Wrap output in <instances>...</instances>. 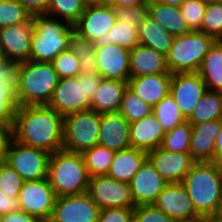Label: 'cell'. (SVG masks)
Instances as JSON below:
<instances>
[{
	"label": "cell",
	"instance_id": "cell-1",
	"mask_svg": "<svg viewBox=\"0 0 222 222\" xmlns=\"http://www.w3.org/2000/svg\"><path fill=\"white\" fill-rule=\"evenodd\" d=\"M64 116L47 105L19 106L12 138L49 154L63 149Z\"/></svg>",
	"mask_w": 222,
	"mask_h": 222
},
{
	"label": "cell",
	"instance_id": "cell-2",
	"mask_svg": "<svg viewBox=\"0 0 222 222\" xmlns=\"http://www.w3.org/2000/svg\"><path fill=\"white\" fill-rule=\"evenodd\" d=\"M181 183L202 218L216 214L222 197L220 165L214 162H195Z\"/></svg>",
	"mask_w": 222,
	"mask_h": 222
},
{
	"label": "cell",
	"instance_id": "cell-3",
	"mask_svg": "<svg viewBox=\"0 0 222 222\" xmlns=\"http://www.w3.org/2000/svg\"><path fill=\"white\" fill-rule=\"evenodd\" d=\"M47 179L56 197L86 193L90 176L83 155L63 149L50 154Z\"/></svg>",
	"mask_w": 222,
	"mask_h": 222
},
{
	"label": "cell",
	"instance_id": "cell-4",
	"mask_svg": "<svg viewBox=\"0 0 222 222\" xmlns=\"http://www.w3.org/2000/svg\"><path fill=\"white\" fill-rule=\"evenodd\" d=\"M59 79L51 62H21L16 89L19 106L48 105Z\"/></svg>",
	"mask_w": 222,
	"mask_h": 222
},
{
	"label": "cell",
	"instance_id": "cell-5",
	"mask_svg": "<svg viewBox=\"0 0 222 222\" xmlns=\"http://www.w3.org/2000/svg\"><path fill=\"white\" fill-rule=\"evenodd\" d=\"M34 32L29 61L52 62L68 49L74 25L48 15H33Z\"/></svg>",
	"mask_w": 222,
	"mask_h": 222
},
{
	"label": "cell",
	"instance_id": "cell-6",
	"mask_svg": "<svg viewBox=\"0 0 222 222\" xmlns=\"http://www.w3.org/2000/svg\"><path fill=\"white\" fill-rule=\"evenodd\" d=\"M217 40L201 31H191L173 39L166 63L171 74L197 72Z\"/></svg>",
	"mask_w": 222,
	"mask_h": 222
},
{
	"label": "cell",
	"instance_id": "cell-7",
	"mask_svg": "<svg viewBox=\"0 0 222 222\" xmlns=\"http://www.w3.org/2000/svg\"><path fill=\"white\" fill-rule=\"evenodd\" d=\"M101 114L87 110L64 116L63 150L83 153L98 145Z\"/></svg>",
	"mask_w": 222,
	"mask_h": 222
},
{
	"label": "cell",
	"instance_id": "cell-8",
	"mask_svg": "<svg viewBox=\"0 0 222 222\" xmlns=\"http://www.w3.org/2000/svg\"><path fill=\"white\" fill-rule=\"evenodd\" d=\"M50 154L42 149L24 145L11 138L4 161L7 162L24 181L47 178Z\"/></svg>",
	"mask_w": 222,
	"mask_h": 222
},
{
	"label": "cell",
	"instance_id": "cell-9",
	"mask_svg": "<svg viewBox=\"0 0 222 222\" xmlns=\"http://www.w3.org/2000/svg\"><path fill=\"white\" fill-rule=\"evenodd\" d=\"M87 193L100 209L135 207L130 185L107 175L90 177Z\"/></svg>",
	"mask_w": 222,
	"mask_h": 222
},
{
	"label": "cell",
	"instance_id": "cell-10",
	"mask_svg": "<svg viewBox=\"0 0 222 222\" xmlns=\"http://www.w3.org/2000/svg\"><path fill=\"white\" fill-rule=\"evenodd\" d=\"M55 200L56 195L47 178L24 181L19 194L21 210L42 222L49 221Z\"/></svg>",
	"mask_w": 222,
	"mask_h": 222
},
{
	"label": "cell",
	"instance_id": "cell-11",
	"mask_svg": "<svg viewBox=\"0 0 222 222\" xmlns=\"http://www.w3.org/2000/svg\"><path fill=\"white\" fill-rule=\"evenodd\" d=\"M100 208L89 194L56 197L48 222H98Z\"/></svg>",
	"mask_w": 222,
	"mask_h": 222
},
{
	"label": "cell",
	"instance_id": "cell-12",
	"mask_svg": "<svg viewBox=\"0 0 222 222\" xmlns=\"http://www.w3.org/2000/svg\"><path fill=\"white\" fill-rule=\"evenodd\" d=\"M153 205L176 222H189L202 218L196 212L193 202L181 182L168 183Z\"/></svg>",
	"mask_w": 222,
	"mask_h": 222
},
{
	"label": "cell",
	"instance_id": "cell-13",
	"mask_svg": "<svg viewBox=\"0 0 222 222\" xmlns=\"http://www.w3.org/2000/svg\"><path fill=\"white\" fill-rule=\"evenodd\" d=\"M206 91V84L197 72L172 74L170 95L186 120Z\"/></svg>",
	"mask_w": 222,
	"mask_h": 222
},
{
	"label": "cell",
	"instance_id": "cell-14",
	"mask_svg": "<svg viewBox=\"0 0 222 222\" xmlns=\"http://www.w3.org/2000/svg\"><path fill=\"white\" fill-rule=\"evenodd\" d=\"M19 65V62L7 59L0 62V124L11 129L19 107L16 94L19 85Z\"/></svg>",
	"mask_w": 222,
	"mask_h": 222
},
{
	"label": "cell",
	"instance_id": "cell-15",
	"mask_svg": "<svg viewBox=\"0 0 222 222\" xmlns=\"http://www.w3.org/2000/svg\"><path fill=\"white\" fill-rule=\"evenodd\" d=\"M47 106L62 116L90 110V102L84 94L83 82H79L78 77L59 79Z\"/></svg>",
	"mask_w": 222,
	"mask_h": 222
},
{
	"label": "cell",
	"instance_id": "cell-16",
	"mask_svg": "<svg viewBox=\"0 0 222 222\" xmlns=\"http://www.w3.org/2000/svg\"><path fill=\"white\" fill-rule=\"evenodd\" d=\"M34 24L29 22L0 29V48L5 59L15 62L29 61Z\"/></svg>",
	"mask_w": 222,
	"mask_h": 222
},
{
	"label": "cell",
	"instance_id": "cell-17",
	"mask_svg": "<svg viewBox=\"0 0 222 222\" xmlns=\"http://www.w3.org/2000/svg\"><path fill=\"white\" fill-rule=\"evenodd\" d=\"M115 22L116 15L112 5H87L74 24V31L94 42L97 38L106 34Z\"/></svg>",
	"mask_w": 222,
	"mask_h": 222
},
{
	"label": "cell",
	"instance_id": "cell-18",
	"mask_svg": "<svg viewBox=\"0 0 222 222\" xmlns=\"http://www.w3.org/2000/svg\"><path fill=\"white\" fill-rule=\"evenodd\" d=\"M168 183L146 159L129 183L134 205L153 204Z\"/></svg>",
	"mask_w": 222,
	"mask_h": 222
},
{
	"label": "cell",
	"instance_id": "cell-19",
	"mask_svg": "<svg viewBox=\"0 0 222 222\" xmlns=\"http://www.w3.org/2000/svg\"><path fill=\"white\" fill-rule=\"evenodd\" d=\"M97 73L106 79L127 82L130 78V50L118 45L95 47Z\"/></svg>",
	"mask_w": 222,
	"mask_h": 222
},
{
	"label": "cell",
	"instance_id": "cell-20",
	"mask_svg": "<svg viewBox=\"0 0 222 222\" xmlns=\"http://www.w3.org/2000/svg\"><path fill=\"white\" fill-rule=\"evenodd\" d=\"M147 159L169 183L181 182L195 163L190 153L166 151L161 147L148 151Z\"/></svg>",
	"mask_w": 222,
	"mask_h": 222
},
{
	"label": "cell",
	"instance_id": "cell-21",
	"mask_svg": "<svg viewBox=\"0 0 222 222\" xmlns=\"http://www.w3.org/2000/svg\"><path fill=\"white\" fill-rule=\"evenodd\" d=\"M130 123L119 113L101 114L98 145L114 152L131 147Z\"/></svg>",
	"mask_w": 222,
	"mask_h": 222
},
{
	"label": "cell",
	"instance_id": "cell-22",
	"mask_svg": "<svg viewBox=\"0 0 222 222\" xmlns=\"http://www.w3.org/2000/svg\"><path fill=\"white\" fill-rule=\"evenodd\" d=\"M221 119L191 125L190 154L195 162H213Z\"/></svg>",
	"mask_w": 222,
	"mask_h": 222
},
{
	"label": "cell",
	"instance_id": "cell-23",
	"mask_svg": "<svg viewBox=\"0 0 222 222\" xmlns=\"http://www.w3.org/2000/svg\"><path fill=\"white\" fill-rule=\"evenodd\" d=\"M172 74L130 77L127 87L152 108L170 94Z\"/></svg>",
	"mask_w": 222,
	"mask_h": 222
},
{
	"label": "cell",
	"instance_id": "cell-24",
	"mask_svg": "<svg viewBox=\"0 0 222 222\" xmlns=\"http://www.w3.org/2000/svg\"><path fill=\"white\" fill-rule=\"evenodd\" d=\"M165 134L166 133L153 113L139 121L130 123V144L131 147L135 149L148 152L158 148Z\"/></svg>",
	"mask_w": 222,
	"mask_h": 222
},
{
	"label": "cell",
	"instance_id": "cell-25",
	"mask_svg": "<svg viewBox=\"0 0 222 222\" xmlns=\"http://www.w3.org/2000/svg\"><path fill=\"white\" fill-rule=\"evenodd\" d=\"M171 74L166 56L152 48L138 44L130 50V77Z\"/></svg>",
	"mask_w": 222,
	"mask_h": 222
},
{
	"label": "cell",
	"instance_id": "cell-26",
	"mask_svg": "<svg viewBox=\"0 0 222 222\" xmlns=\"http://www.w3.org/2000/svg\"><path fill=\"white\" fill-rule=\"evenodd\" d=\"M147 159V151L128 148L114 153L107 176L114 180L130 183Z\"/></svg>",
	"mask_w": 222,
	"mask_h": 222
},
{
	"label": "cell",
	"instance_id": "cell-27",
	"mask_svg": "<svg viewBox=\"0 0 222 222\" xmlns=\"http://www.w3.org/2000/svg\"><path fill=\"white\" fill-rule=\"evenodd\" d=\"M127 82L102 78L92 101L90 110L100 114L118 112Z\"/></svg>",
	"mask_w": 222,
	"mask_h": 222
},
{
	"label": "cell",
	"instance_id": "cell-28",
	"mask_svg": "<svg viewBox=\"0 0 222 222\" xmlns=\"http://www.w3.org/2000/svg\"><path fill=\"white\" fill-rule=\"evenodd\" d=\"M147 6L148 15L174 37L186 35L193 31L183 17L179 7L162 4L155 0H150Z\"/></svg>",
	"mask_w": 222,
	"mask_h": 222
},
{
	"label": "cell",
	"instance_id": "cell-29",
	"mask_svg": "<svg viewBox=\"0 0 222 222\" xmlns=\"http://www.w3.org/2000/svg\"><path fill=\"white\" fill-rule=\"evenodd\" d=\"M139 44L167 56L174 36L149 15L138 28Z\"/></svg>",
	"mask_w": 222,
	"mask_h": 222
},
{
	"label": "cell",
	"instance_id": "cell-30",
	"mask_svg": "<svg viewBox=\"0 0 222 222\" xmlns=\"http://www.w3.org/2000/svg\"><path fill=\"white\" fill-rule=\"evenodd\" d=\"M197 73L207 90L222 92V44L219 40L209 49Z\"/></svg>",
	"mask_w": 222,
	"mask_h": 222
},
{
	"label": "cell",
	"instance_id": "cell-31",
	"mask_svg": "<svg viewBox=\"0 0 222 222\" xmlns=\"http://www.w3.org/2000/svg\"><path fill=\"white\" fill-rule=\"evenodd\" d=\"M93 44L95 47L114 44L132 50L139 44L138 29L130 24L116 20L114 26L106 34L97 38Z\"/></svg>",
	"mask_w": 222,
	"mask_h": 222
},
{
	"label": "cell",
	"instance_id": "cell-32",
	"mask_svg": "<svg viewBox=\"0 0 222 222\" xmlns=\"http://www.w3.org/2000/svg\"><path fill=\"white\" fill-rule=\"evenodd\" d=\"M222 119V92L207 90L187 121L191 125Z\"/></svg>",
	"mask_w": 222,
	"mask_h": 222
},
{
	"label": "cell",
	"instance_id": "cell-33",
	"mask_svg": "<svg viewBox=\"0 0 222 222\" xmlns=\"http://www.w3.org/2000/svg\"><path fill=\"white\" fill-rule=\"evenodd\" d=\"M68 49L75 54L81 65V73L97 72L95 45L87 38L73 31Z\"/></svg>",
	"mask_w": 222,
	"mask_h": 222
},
{
	"label": "cell",
	"instance_id": "cell-34",
	"mask_svg": "<svg viewBox=\"0 0 222 222\" xmlns=\"http://www.w3.org/2000/svg\"><path fill=\"white\" fill-rule=\"evenodd\" d=\"M114 153V151L100 145L85 150L82 155L89 176L107 175Z\"/></svg>",
	"mask_w": 222,
	"mask_h": 222
},
{
	"label": "cell",
	"instance_id": "cell-35",
	"mask_svg": "<svg viewBox=\"0 0 222 222\" xmlns=\"http://www.w3.org/2000/svg\"><path fill=\"white\" fill-rule=\"evenodd\" d=\"M152 113L158 119L165 133L186 121L170 94L153 107Z\"/></svg>",
	"mask_w": 222,
	"mask_h": 222
},
{
	"label": "cell",
	"instance_id": "cell-36",
	"mask_svg": "<svg viewBox=\"0 0 222 222\" xmlns=\"http://www.w3.org/2000/svg\"><path fill=\"white\" fill-rule=\"evenodd\" d=\"M86 6L85 0H49L45 15L74 25Z\"/></svg>",
	"mask_w": 222,
	"mask_h": 222
},
{
	"label": "cell",
	"instance_id": "cell-37",
	"mask_svg": "<svg viewBox=\"0 0 222 222\" xmlns=\"http://www.w3.org/2000/svg\"><path fill=\"white\" fill-rule=\"evenodd\" d=\"M191 124L186 120L167 132L160 147L166 151L190 153Z\"/></svg>",
	"mask_w": 222,
	"mask_h": 222
},
{
	"label": "cell",
	"instance_id": "cell-38",
	"mask_svg": "<svg viewBox=\"0 0 222 222\" xmlns=\"http://www.w3.org/2000/svg\"><path fill=\"white\" fill-rule=\"evenodd\" d=\"M118 112L131 123L150 115L153 112V108L127 87Z\"/></svg>",
	"mask_w": 222,
	"mask_h": 222
},
{
	"label": "cell",
	"instance_id": "cell-39",
	"mask_svg": "<svg viewBox=\"0 0 222 222\" xmlns=\"http://www.w3.org/2000/svg\"><path fill=\"white\" fill-rule=\"evenodd\" d=\"M32 14L17 0H3L0 5V29L29 22Z\"/></svg>",
	"mask_w": 222,
	"mask_h": 222
},
{
	"label": "cell",
	"instance_id": "cell-40",
	"mask_svg": "<svg viewBox=\"0 0 222 222\" xmlns=\"http://www.w3.org/2000/svg\"><path fill=\"white\" fill-rule=\"evenodd\" d=\"M214 37L222 38V2L207 4L201 28L198 30Z\"/></svg>",
	"mask_w": 222,
	"mask_h": 222
},
{
	"label": "cell",
	"instance_id": "cell-41",
	"mask_svg": "<svg viewBox=\"0 0 222 222\" xmlns=\"http://www.w3.org/2000/svg\"><path fill=\"white\" fill-rule=\"evenodd\" d=\"M59 78L77 77L81 73V65L70 49L59 53L51 62Z\"/></svg>",
	"mask_w": 222,
	"mask_h": 222
},
{
	"label": "cell",
	"instance_id": "cell-42",
	"mask_svg": "<svg viewBox=\"0 0 222 222\" xmlns=\"http://www.w3.org/2000/svg\"><path fill=\"white\" fill-rule=\"evenodd\" d=\"M24 180L4 160L0 161V189L8 197H19Z\"/></svg>",
	"mask_w": 222,
	"mask_h": 222
},
{
	"label": "cell",
	"instance_id": "cell-43",
	"mask_svg": "<svg viewBox=\"0 0 222 222\" xmlns=\"http://www.w3.org/2000/svg\"><path fill=\"white\" fill-rule=\"evenodd\" d=\"M207 4L200 0H185L180 6L183 17L193 31L201 28Z\"/></svg>",
	"mask_w": 222,
	"mask_h": 222
},
{
	"label": "cell",
	"instance_id": "cell-44",
	"mask_svg": "<svg viewBox=\"0 0 222 222\" xmlns=\"http://www.w3.org/2000/svg\"><path fill=\"white\" fill-rule=\"evenodd\" d=\"M113 9L115 11L117 21L130 24L137 29L148 16L147 4L138 7H113Z\"/></svg>",
	"mask_w": 222,
	"mask_h": 222
},
{
	"label": "cell",
	"instance_id": "cell-45",
	"mask_svg": "<svg viewBox=\"0 0 222 222\" xmlns=\"http://www.w3.org/2000/svg\"><path fill=\"white\" fill-rule=\"evenodd\" d=\"M133 222H176L153 204L134 207Z\"/></svg>",
	"mask_w": 222,
	"mask_h": 222
},
{
	"label": "cell",
	"instance_id": "cell-46",
	"mask_svg": "<svg viewBox=\"0 0 222 222\" xmlns=\"http://www.w3.org/2000/svg\"><path fill=\"white\" fill-rule=\"evenodd\" d=\"M134 208L100 209L98 222H133Z\"/></svg>",
	"mask_w": 222,
	"mask_h": 222
},
{
	"label": "cell",
	"instance_id": "cell-47",
	"mask_svg": "<svg viewBox=\"0 0 222 222\" xmlns=\"http://www.w3.org/2000/svg\"><path fill=\"white\" fill-rule=\"evenodd\" d=\"M77 77L79 82H83L84 94L87 100L91 102L99 88L102 77L97 72L80 73Z\"/></svg>",
	"mask_w": 222,
	"mask_h": 222
},
{
	"label": "cell",
	"instance_id": "cell-48",
	"mask_svg": "<svg viewBox=\"0 0 222 222\" xmlns=\"http://www.w3.org/2000/svg\"><path fill=\"white\" fill-rule=\"evenodd\" d=\"M21 210L19 197H8L0 189V215Z\"/></svg>",
	"mask_w": 222,
	"mask_h": 222
},
{
	"label": "cell",
	"instance_id": "cell-49",
	"mask_svg": "<svg viewBox=\"0 0 222 222\" xmlns=\"http://www.w3.org/2000/svg\"><path fill=\"white\" fill-rule=\"evenodd\" d=\"M32 16L46 14L49 0H17Z\"/></svg>",
	"mask_w": 222,
	"mask_h": 222
},
{
	"label": "cell",
	"instance_id": "cell-50",
	"mask_svg": "<svg viewBox=\"0 0 222 222\" xmlns=\"http://www.w3.org/2000/svg\"><path fill=\"white\" fill-rule=\"evenodd\" d=\"M2 222H42L37 217L27 214L19 210L2 215Z\"/></svg>",
	"mask_w": 222,
	"mask_h": 222
},
{
	"label": "cell",
	"instance_id": "cell-51",
	"mask_svg": "<svg viewBox=\"0 0 222 222\" xmlns=\"http://www.w3.org/2000/svg\"><path fill=\"white\" fill-rule=\"evenodd\" d=\"M12 138V129L7 125L0 124V161L4 160L7 146Z\"/></svg>",
	"mask_w": 222,
	"mask_h": 222
},
{
	"label": "cell",
	"instance_id": "cell-52",
	"mask_svg": "<svg viewBox=\"0 0 222 222\" xmlns=\"http://www.w3.org/2000/svg\"><path fill=\"white\" fill-rule=\"evenodd\" d=\"M213 162L220 165L222 163V119L220 121V130L215 140V151Z\"/></svg>",
	"mask_w": 222,
	"mask_h": 222
},
{
	"label": "cell",
	"instance_id": "cell-53",
	"mask_svg": "<svg viewBox=\"0 0 222 222\" xmlns=\"http://www.w3.org/2000/svg\"><path fill=\"white\" fill-rule=\"evenodd\" d=\"M150 0H109V5L113 7H138L148 4Z\"/></svg>",
	"mask_w": 222,
	"mask_h": 222
},
{
	"label": "cell",
	"instance_id": "cell-54",
	"mask_svg": "<svg viewBox=\"0 0 222 222\" xmlns=\"http://www.w3.org/2000/svg\"><path fill=\"white\" fill-rule=\"evenodd\" d=\"M162 4L179 7L185 0H155Z\"/></svg>",
	"mask_w": 222,
	"mask_h": 222
},
{
	"label": "cell",
	"instance_id": "cell-55",
	"mask_svg": "<svg viewBox=\"0 0 222 222\" xmlns=\"http://www.w3.org/2000/svg\"><path fill=\"white\" fill-rule=\"evenodd\" d=\"M87 5L108 4L109 0H85Z\"/></svg>",
	"mask_w": 222,
	"mask_h": 222
},
{
	"label": "cell",
	"instance_id": "cell-56",
	"mask_svg": "<svg viewBox=\"0 0 222 222\" xmlns=\"http://www.w3.org/2000/svg\"><path fill=\"white\" fill-rule=\"evenodd\" d=\"M214 217L222 220V197H221L218 209H217L216 214L214 215Z\"/></svg>",
	"mask_w": 222,
	"mask_h": 222
},
{
	"label": "cell",
	"instance_id": "cell-57",
	"mask_svg": "<svg viewBox=\"0 0 222 222\" xmlns=\"http://www.w3.org/2000/svg\"><path fill=\"white\" fill-rule=\"evenodd\" d=\"M206 222H222V220L216 218V217H208V218H205Z\"/></svg>",
	"mask_w": 222,
	"mask_h": 222
},
{
	"label": "cell",
	"instance_id": "cell-58",
	"mask_svg": "<svg viewBox=\"0 0 222 222\" xmlns=\"http://www.w3.org/2000/svg\"><path fill=\"white\" fill-rule=\"evenodd\" d=\"M201 2L205 4H211V3H220L222 0H200Z\"/></svg>",
	"mask_w": 222,
	"mask_h": 222
},
{
	"label": "cell",
	"instance_id": "cell-59",
	"mask_svg": "<svg viewBox=\"0 0 222 222\" xmlns=\"http://www.w3.org/2000/svg\"><path fill=\"white\" fill-rule=\"evenodd\" d=\"M3 60H5V58H4V56H3V54H2V50H1V48H0V62H2Z\"/></svg>",
	"mask_w": 222,
	"mask_h": 222
},
{
	"label": "cell",
	"instance_id": "cell-60",
	"mask_svg": "<svg viewBox=\"0 0 222 222\" xmlns=\"http://www.w3.org/2000/svg\"><path fill=\"white\" fill-rule=\"evenodd\" d=\"M189 222H206L205 218H201L195 221H189Z\"/></svg>",
	"mask_w": 222,
	"mask_h": 222
}]
</instances>
